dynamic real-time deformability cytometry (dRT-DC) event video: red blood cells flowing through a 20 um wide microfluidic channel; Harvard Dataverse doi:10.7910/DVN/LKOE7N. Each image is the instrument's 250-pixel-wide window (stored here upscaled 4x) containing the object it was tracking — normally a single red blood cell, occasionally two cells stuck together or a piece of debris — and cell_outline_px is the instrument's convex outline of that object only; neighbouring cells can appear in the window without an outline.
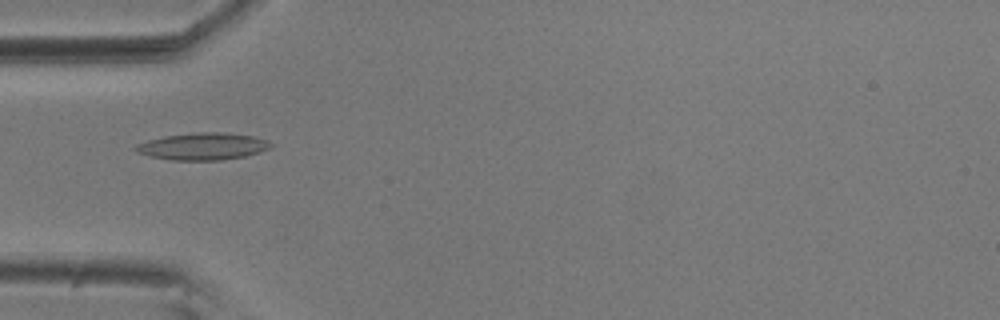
{"species": "common noctule bat (a hibernating species)", "species_latin": "Nyctalus noctula", "temperature_condition": "room temperature", "stored_images_in_passage": 21, "camera_frame_rate_fps": 3000, "um_per_image_px": 0.085, "animal": {"sex": "male", "body_mass_g": 20.5, "forearm_length_mm": 52.5}, "frame": {"image": 1, "passage_image": 2, "time_ms": 0.333, "image_size_px": [1000, 320], "cell_outline_px": [[272, 148], [260, 152], [244, 156], [220, 160], [168, 160], [136, 152], [132, 148], [136, 144], [148, 140], [164, 136], [196, 132], [228, 132], [252, 136], [264, 140], [272, 144]], "centroid_in_image_um": [17.21, 12.44], "position_along_channel_um": 67.8, "area_um2": 21.33}}
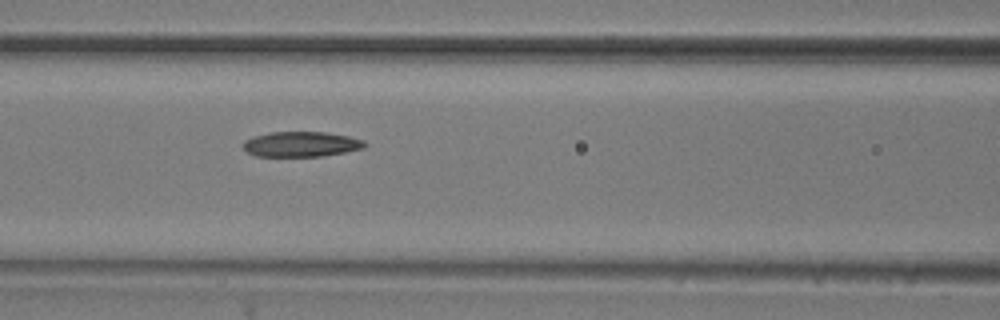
{"frame": {"image": 2, "passage_image": 8, "time_ms": 2.333, "image_size_px": [1000, 320], "cell_outline_px": [[368, 144], [364, 148], [324, 156], [256, 156], [248, 152], [240, 144], [244, 140], [252, 136], [272, 132], [324, 132], [348, 136], [364, 140]], "centroid_in_image_um": [25.58, 12.25], "position_along_channel_um": 141.0, "area_um2": 17.92}}
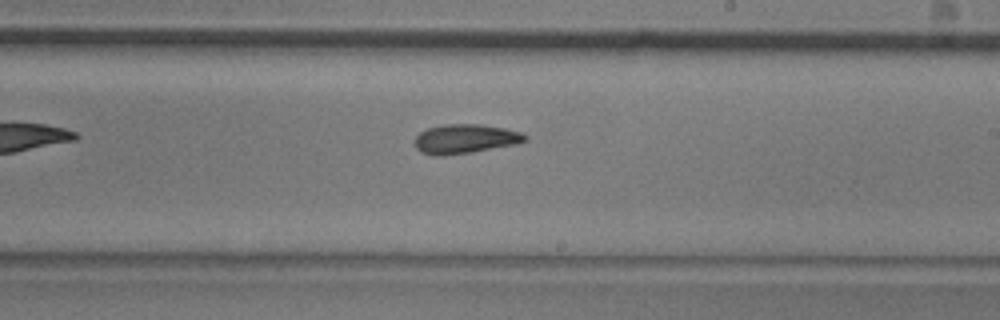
{"frame": {"image": 3, "passage_image": 17, "time_ms": 5.333, "image_size_px": [1000, 320], "cell_outline_px": [[528, 140], [520, 144], [472, 152], [444, 156], [432, 156], [420, 152], [416, 148], [416, 136], [420, 132], [428, 128], [444, 124], [480, 124], [504, 128], [520, 132], [528, 136]], "centroid_in_image_um": [39.57, 11.82], "position_along_channel_um": 249.4, "area_um2": 19.07}}